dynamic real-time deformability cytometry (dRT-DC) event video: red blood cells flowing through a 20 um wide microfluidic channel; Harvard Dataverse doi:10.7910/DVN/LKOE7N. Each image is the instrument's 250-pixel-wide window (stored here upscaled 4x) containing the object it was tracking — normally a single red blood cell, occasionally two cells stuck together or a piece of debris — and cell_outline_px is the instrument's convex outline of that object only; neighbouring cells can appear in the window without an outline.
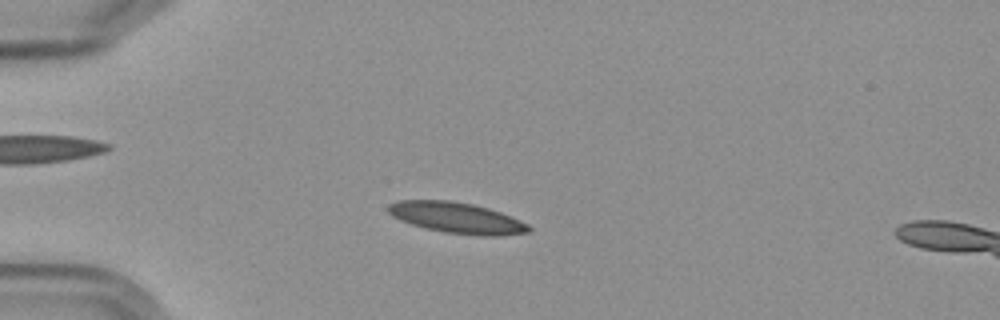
{"species": "Egyptian fruit bat (a non-hibernating species)", "species_latin": "Rousettus aegyptiacus", "temperature_condition": "cold", "stored_images_in_passage": 7, "camera_frame_rate_fps": 3000, "um_per_image_px": 0.085, "frame": {"image": 1, "passage_image": 3, "time_ms": 2.333, "image_size_px": [1000, 320], "cell_outline_px": [[532, 228], [528, 232], [500, 236], [484, 236], [444, 232], [424, 228], [400, 220], [392, 216], [388, 212], [388, 204], [396, 200], [452, 200], [472, 204], [488, 208], [500, 212], [520, 220], [528, 224]], "centroid_in_image_um": [38.81, 18.51], "position_along_channel_um": 46.2, "area_um2": 25.37}}
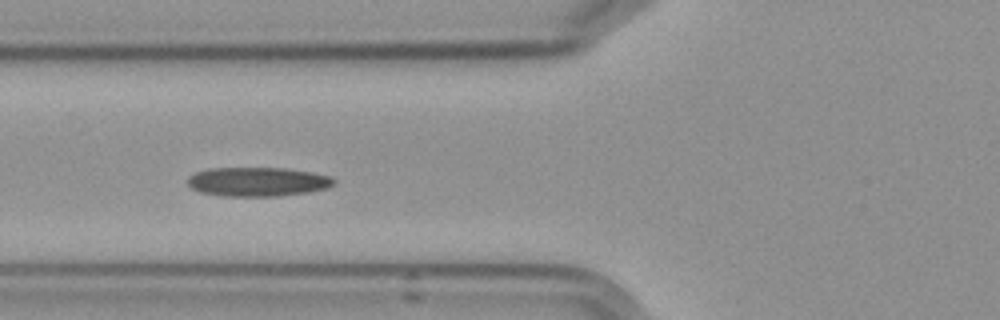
{"frame": {"image": 2, "passage_image": 5, "time_ms": 4.667, "image_size_px": [1000, 320], "cell_outline_px": [[336, 184], [328, 188], [308, 192], [280, 196], [220, 196], [200, 192], [192, 188], [188, 184], [188, 176], [196, 172], [208, 168], [284, 168], [312, 172], [332, 176], [336, 180]], "centroid_in_image_um": [21.93, 15.45], "position_along_channel_um": 103.9, "area_um2": 25.09}}